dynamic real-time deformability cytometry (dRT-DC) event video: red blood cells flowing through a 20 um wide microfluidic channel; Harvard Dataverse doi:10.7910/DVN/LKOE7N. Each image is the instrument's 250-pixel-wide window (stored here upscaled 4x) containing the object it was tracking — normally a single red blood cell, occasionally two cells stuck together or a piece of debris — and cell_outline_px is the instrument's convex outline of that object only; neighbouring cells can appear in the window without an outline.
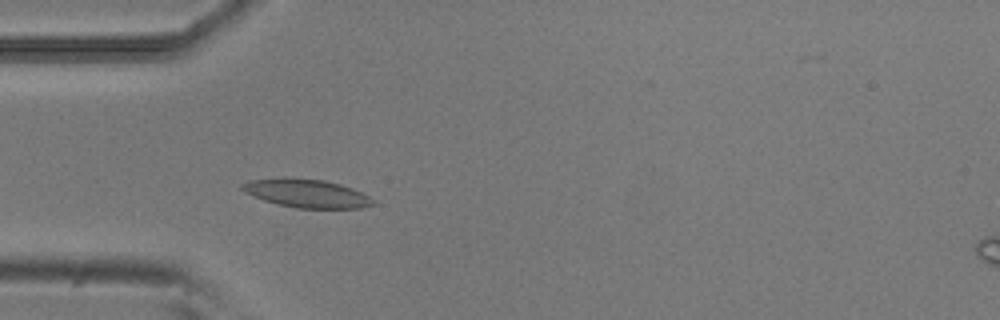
{"species": "common noctule bat (a hibernating species)", "species_latin": "Nyctalus noctula", "temperature_condition": "room temperature", "stored_images_in_passage": 52, "camera_frame_rate_fps": 3000, "um_per_image_px": 0.085, "animal": {"sex": "male", "body_mass_g": 20.5, "forearm_length_mm": 52.5}, "frame": {"image": 1, "passage_image": 14, "time_ms": 4.333, "image_size_px": [1000, 320], "cell_outline_px": [[376, 204], [360, 208], [296, 208], [264, 200], [252, 196], [244, 192], [240, 188], [240, 184], [248, 180], [284, 176], [324, 180], [340, 184], [352, 188], [376, 200]], "centroid_in_image_um": [26.02, 16.41], "position_along_channel_um": 59.0, "area_um2": 21.96}}
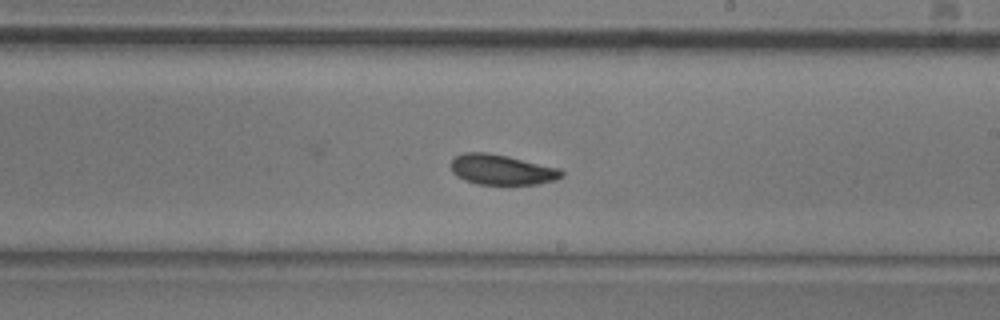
{"frame": {"image": 2, "passage_image": 29, "time_ms": 9.333, "image_size_px": [1000, 320], "cell_outline_px": [[564, 176], [556, 180], [536, 184], [476, 184], [464, 180], [456, 176], [452, 172], [452, 160], [456, 156], [464, 152], [488, 152], [508, 156], [560, 168], [564, 172]], "centroid_in_image_um": [42.66, 14.42], "position_along_channel_um": 246.3, "area_um2": 19.59}}
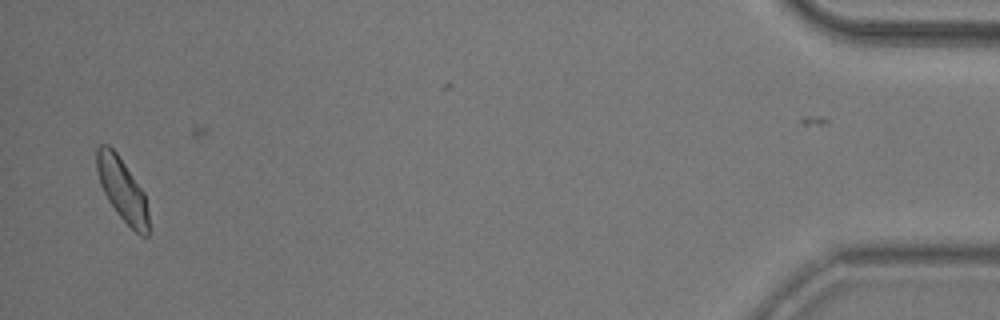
{"frame": {"image": 3, "passage_image": 50, "time_ms": 16.333, "image_size_px": [1000, 320], "cell_outline_px": [[148, 236], [140, 236], [120, 216], [108, 200], [100, 184], [96, 168], [96, 148], [100, 144], [108, 144], [116, 152], [144, 192], [148, 212]], "centroid_in_image_um": [10.37, 16.09], "position_along_channel_um": 424.8, "area_um2": 18.79}, "authors_computed_cell_mechanics": {"area_um2": 19.8543, "velocity_mm_per_s": 3.7899, "shape_relaxation_time_tau1_ms": 4.0415, "shape_relaxation_time_tau2_ms": 3.1824, "deformation_change_tau1": 0.0968, "deformation_change_tau2": 0.0714}}